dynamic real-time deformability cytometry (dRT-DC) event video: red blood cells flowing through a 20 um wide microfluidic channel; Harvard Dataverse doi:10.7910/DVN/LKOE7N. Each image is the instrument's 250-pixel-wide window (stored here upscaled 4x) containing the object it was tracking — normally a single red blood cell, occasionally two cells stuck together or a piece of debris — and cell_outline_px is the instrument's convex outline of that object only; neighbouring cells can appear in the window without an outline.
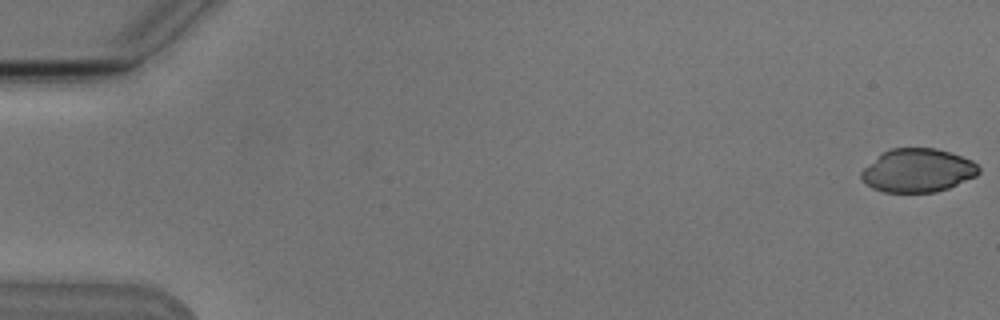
{"species": "Egyptian fruit bat (a non-hibernating species)", "species_latin": "Rousettus aegyptiacus", "temperature_condition": "cold", "stored_images_in_passage": 8, "camera_frame_rate_fps": 3000, "um_per_image_px": 0.085, "animal": {"sex": "male"}, "frame": {"image": 1, "passage_image": 1, "time_ms": 0.0, "image_size_px": [1000, 320], "cell_outline_px": [[980, 172], [976, 176], [948, 188], [932, 192], [884, 192], [872, 188], [860, 176], [860, 172], [864, 168], [884, 152], [892, 148], [936, 148], [972, 160], [980, 168]], "centroid_in_image_um": [78.02, 14.49], "position_along_channel_um": 7.0, "area_um2": 29.36}}
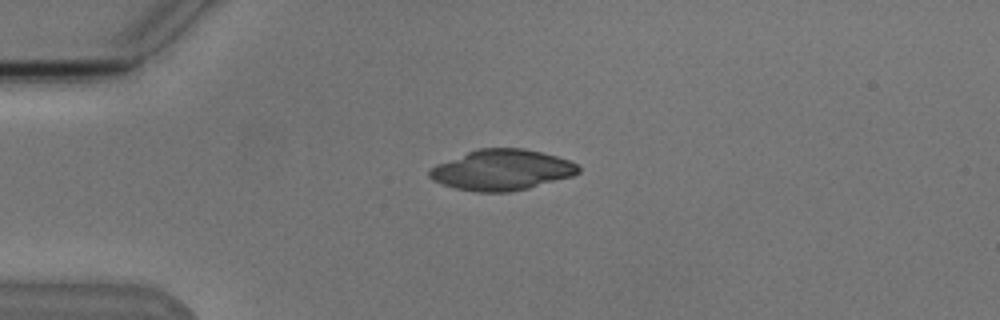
{"frame": {"image": 2, "passage_image": 4, "time_ms": 4.333, "image_size_px": [1000, 320], "cell_outline_px": [[580, 172], [572, 176], [528, 188], [508, 192], [480, 192], [456, 188], [440, 184], [432, 180], [428, 176], [428, 168], [436, 164], [468, 152], [480, 148], [524, 148], [556, 156], [568, 160], [576, 164], [580, 168]], "centroid_in_image_um": [42.62, 14.45], "position_along_channel_um": 42.4, "area_um2": 35.14}}